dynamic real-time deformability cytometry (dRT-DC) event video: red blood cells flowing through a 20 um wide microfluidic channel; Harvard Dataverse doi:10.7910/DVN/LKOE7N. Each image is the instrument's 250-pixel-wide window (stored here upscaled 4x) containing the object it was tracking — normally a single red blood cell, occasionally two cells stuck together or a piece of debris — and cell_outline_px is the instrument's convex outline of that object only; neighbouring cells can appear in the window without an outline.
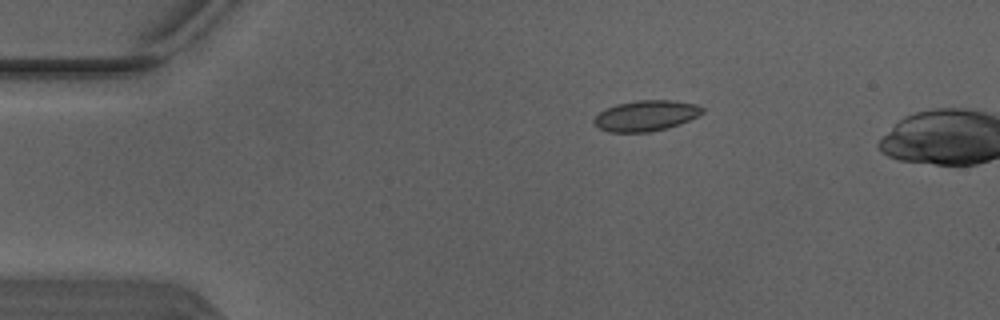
{"species": "Egyptian fruit bat (a non-hibernating species)", "species_latin": "Rousettus aegyptiacus", "temperature_condition": "warm", "stored_images_in_passage": 5, "camera_frame_rate_fps": 3000, "um_per_image_px": 0.085, "animal": {"sex": "male"}, "frame": {"image": 1, "passage_image": 2, "time_ms": 0.333, "image_size_px": [1000, 320], "cell_outline_px": [[704, 112], [680, 124], [668, 128], [648, 132], [608, 132], [596, 128], [592, 120], [604, 108], [616, 104], [636, 100], [672, 100], [696, 104], [704, 108]], "centroid_in_image_um": [54.86, 9.83], "position_along_channel_um": 30.1, "area_um2": 19.54}}
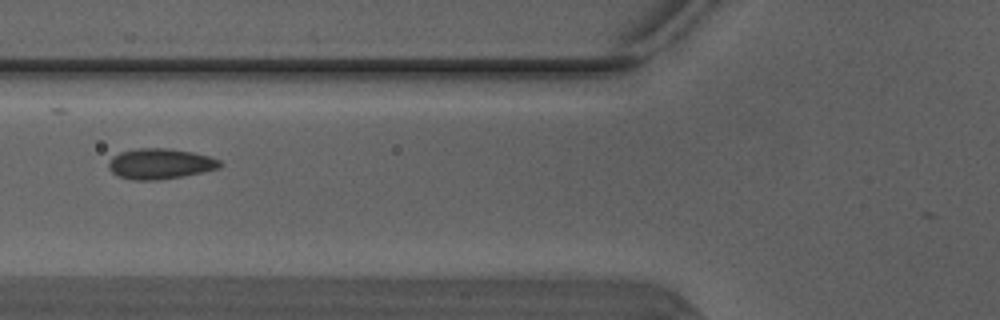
{"frame": {"image": 2, "passage_image": 5, "time_ms": 1.333, "image_size_px": [1000, 320], "cell_outline_px": [[224, 164], [220, 168], [184, 176], [156, 180], [132, 180], [116, 176], [108, 168], [108, 164], [112, 156], [120, 152], [140, 148], [164, 148], [192, 152], [208, 156], [220, 160]], "centroid_in_image_um": [13.6, 13.93], "position_along_channel_um": 112.2, "area_um2": 19.88}}